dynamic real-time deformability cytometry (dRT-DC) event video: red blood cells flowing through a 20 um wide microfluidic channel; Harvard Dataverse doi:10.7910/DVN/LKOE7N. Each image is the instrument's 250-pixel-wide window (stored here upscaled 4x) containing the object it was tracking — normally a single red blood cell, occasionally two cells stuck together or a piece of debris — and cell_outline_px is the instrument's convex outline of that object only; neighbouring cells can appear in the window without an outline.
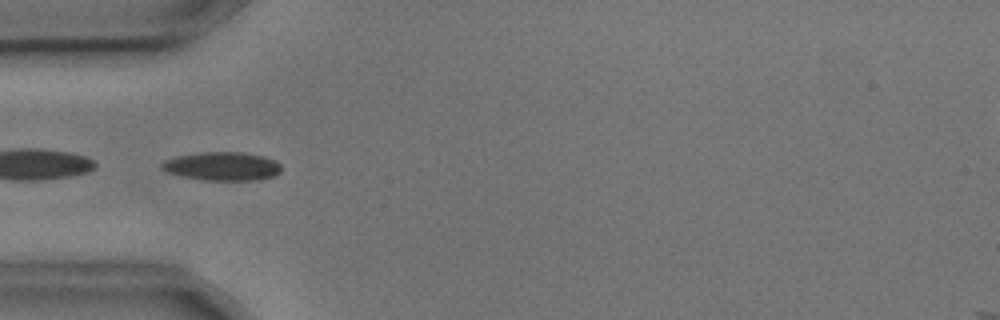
{"species": "common noctule bat (a hibernating species)", "species_latin": "Nyctalus noctula", "temperature_condition": "cold", "stored_images_in_passage": 9, "segment_of_instrument_passage": [2, 2], "camera_frame_rate_fps": 3000, "um_per_image_px": 0.085, "animal": {"sex": "male", "body_mass_g": 17.9, "forearm_length_mm": 54.2}, "frame": {"image": 1, "passage_image": 3, "time_ms": 0.667, "image_size_px": [1000, 320], "cell_outline_px": [[280, 172], [276, 176], [260, 180], [204, 180], [184, 176], [168, 172], [160, 168], [160, 164], [164, 160], [176, 156], [200, 152], [244, 152], [264, 156], [276, 160], [280, 164]], "centroid_in_image_um": [18.92, 14.12], "position_along_channel_um": 66.1, "area_um2": 20.06}}
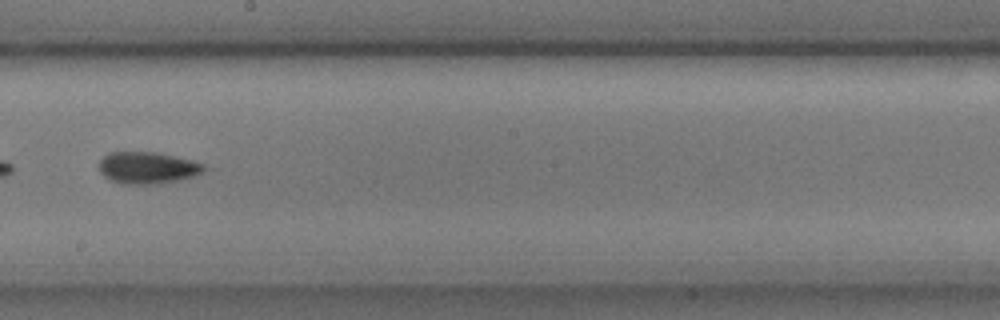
{"frame": {"image": 2, "passage_image": 7, "time_ms": 2.0, "image_size_px": [1000, 320], "cell_outline_px": [[208, 168], [192, 176], [180, 180], [156, 184], [120, 184], [104, 176], [100, 172], [100, 160], [108, 152], [156, 152], [192, 160], [204, 164]], "centroid_in_image_um": [12.53, 14.26], "position_along_channel_um": 235.7, "area_um2": 19.42}}
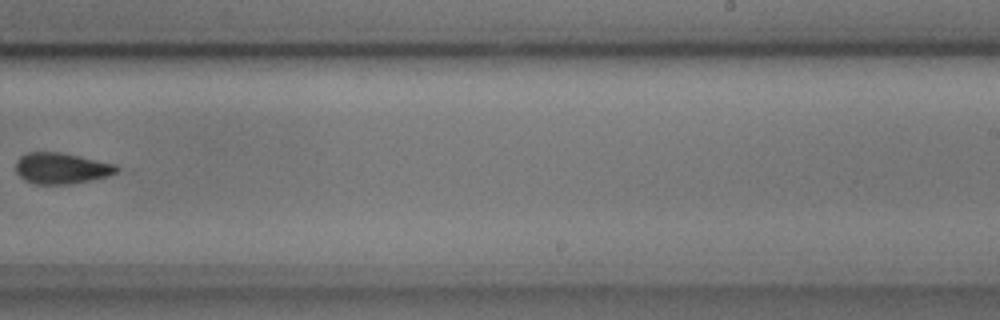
{"frame": {"image": 3, "passage_image": 8, "time_ms": 2.333, "image_size_px": [1000, 320], "cell_outline_px": [[120, 168], [116, 172], [108, 176], [92, 180], [68, 184], [36, 184], [24, 180], [16, 172], [16, 160], [20, 156], [28, 152], [60, 152], [80, 156], [116, 164]], "centroid_in_image_um": [5.22, 14.3], "position_along_channel_um": 283.8, "area_um2": 18.32}}